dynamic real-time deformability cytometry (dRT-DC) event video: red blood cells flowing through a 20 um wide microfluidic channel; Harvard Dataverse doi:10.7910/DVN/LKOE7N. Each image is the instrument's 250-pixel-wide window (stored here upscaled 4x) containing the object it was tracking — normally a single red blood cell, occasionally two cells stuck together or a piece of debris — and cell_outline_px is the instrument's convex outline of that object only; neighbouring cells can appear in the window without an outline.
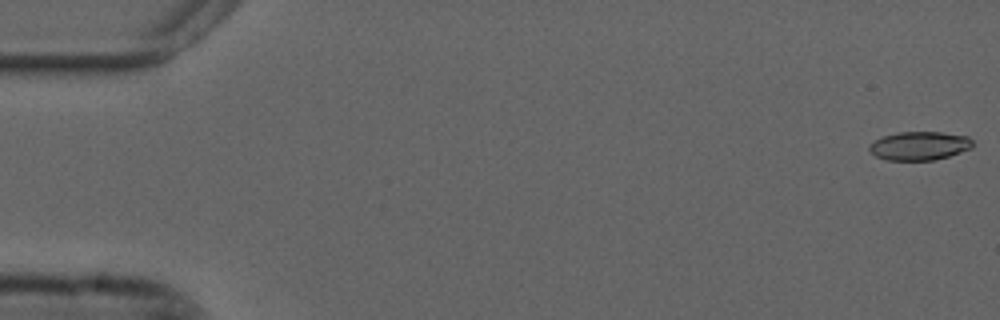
{"species": "common noctule bat (a hibernating species)", "species_latin": "Nyctalus noctula", "temperature_condition": "cold", "stored_images_in_passage": 55, "camera_frame_rate_fps": 3000, "um_per_image_px": 0.085, "animal": {"sex": "male", "forearm_length_mm": 52.5}, "frame": {"image": 1, "passage_image": 1, "time_ms": 0.0, "image_size_px": [1000, 320], "cell_outline_px": [[972, 148], [948, 156], [932, 160], [888, 160], [876, 156], [868, 148], [868, 144], [884, 136], [900, 132], [940, 132], [968, 136], [972, 140]], "centroid_in_image_um": [78.15, 12.39], "position_along_channel_um": 6.8, "area_um2": 17.05}}
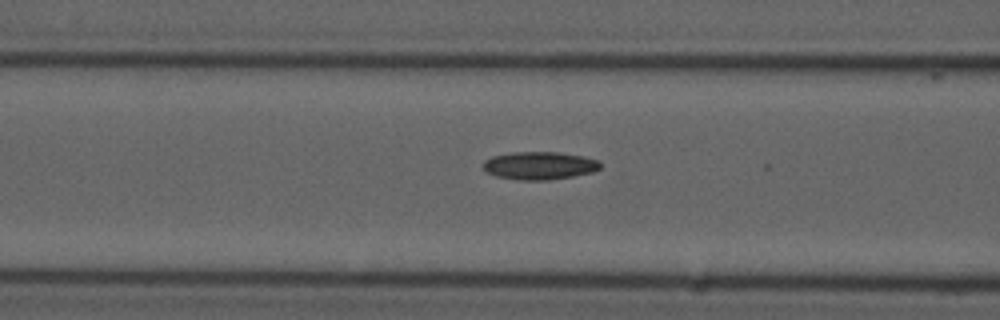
{"frame": {"image": 2, "passage_image": 22, "time_ms": 7.0, "image_size_px": [1000, 320], "cell_outline_px": [[600, 168], [592, 172], [572, 176], [548, 180], [516, 180], [496, 176], [488, 172], [484, 168], [484, 160], [492, 156], [512, 152], [556, 152], [584, 156], [600, 160]], "centroid_in_image_um": [45.86, 14.07], "position_along_channel_um": 120.7, "area_um2": 19.02}}
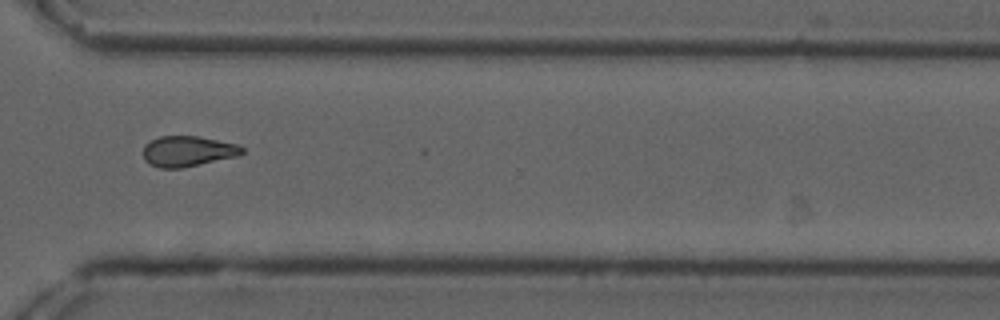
{"frame": {"image": 3, "passage_image": 41, "time_ms": 13.333, "image_size_px": [1000, 320], "cell_outline_px": [[244, 152], [236, 156], [184, 168], [160, 168], [148, 164], [144, 160], [144, 144], [148, 140], [160, 136], [200, 136], [236, 144], [244, 148]], "centroid_in_image_um": [15.92, 12.85], "position_along_channel_um": 354.7, "area_um2": 17.74}}